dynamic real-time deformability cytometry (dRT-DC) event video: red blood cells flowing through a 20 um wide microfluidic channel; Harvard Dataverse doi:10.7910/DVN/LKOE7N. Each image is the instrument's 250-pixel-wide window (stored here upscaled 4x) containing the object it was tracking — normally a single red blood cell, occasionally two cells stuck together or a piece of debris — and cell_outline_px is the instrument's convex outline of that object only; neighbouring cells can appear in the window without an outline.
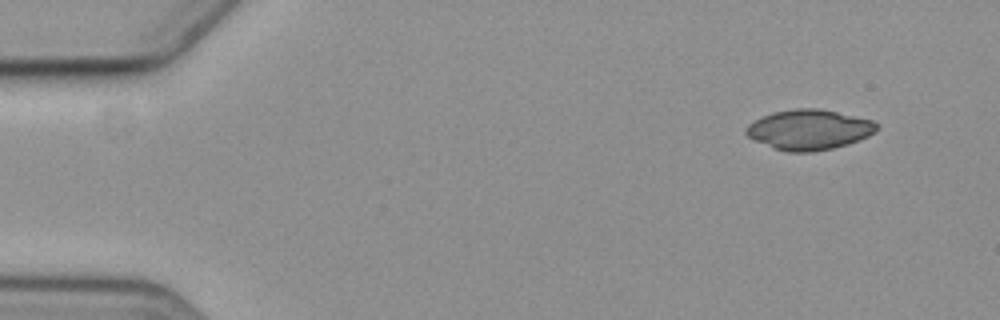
{"species": "common noctule bat (a hibernating species)", "species_latin": "Nyctalus noctula", "temperature_condition": "cold", "stored_images_in_passage": 5, "camera_frame_rate_fps": 3000, "um_per_image_px": 0.085, "animal": {"sex": "female", "body_mass_g": 19.3, "forearm_length_mm": 54.1}, "frame": {"image": 1, "passage_image": 1, "time_ms": 0.0, "image_size_px": [1000, 320], "cell_outline_px": [[876, 132], [860, 140], [848, 144], [832, 148], [812, 152], [788, 152], [772, 148], [752, 140], [744, 132], [744, 128], [748, 124], [764, 116], [776, 112], [792, 108], [820, 108], [872, 120], [876, 124]], "centroid_in_image_um": [68.74, 11.03], "position_along_channel_um": 16.3, "area_um2": 30.63}}